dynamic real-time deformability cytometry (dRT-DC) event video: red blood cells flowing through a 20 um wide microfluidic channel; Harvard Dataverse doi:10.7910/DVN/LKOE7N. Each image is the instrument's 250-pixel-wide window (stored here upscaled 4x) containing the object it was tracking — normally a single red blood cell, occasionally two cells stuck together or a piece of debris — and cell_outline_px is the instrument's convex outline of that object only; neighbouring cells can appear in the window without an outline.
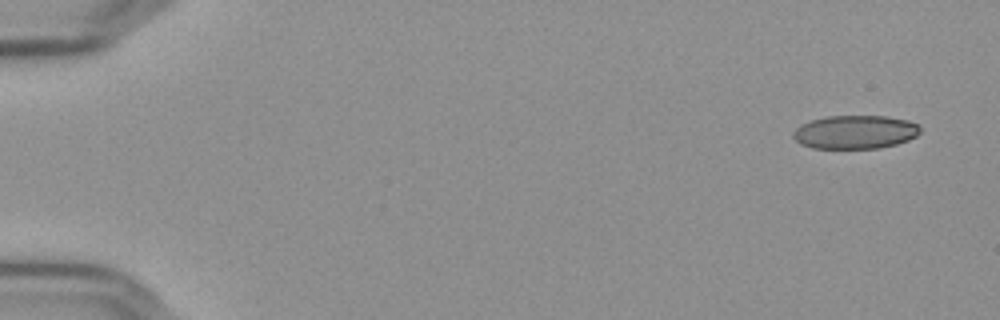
{"species": "Egyptian fruit bat (a non-hibernating species)", "species_latin": "Rousettus aegyptiacus", "temperature_condition": "cold", "stored_images_in_passage": 5, "camera_frame_rate_fps": 3000, "um_per_image_px": 0.085, "frame": {"image": 1, "passage_image": 1, "time_ms": 0.0, "image_size_px": [1000, 320], "cell_outline_px": [[920, 132], [916, 136], [908, 140], [896, 144], [880, 148], [812, 148], [800, 144], [792, 136], [792, 132], [800, 124], [812, 120], [828, 116], [884, 116], [908, 120], [920, 124]], "centroid_in_image_um": [72.69, 11.22], "position_along_channel_um": 12.3, "area_um2": 24.91}}
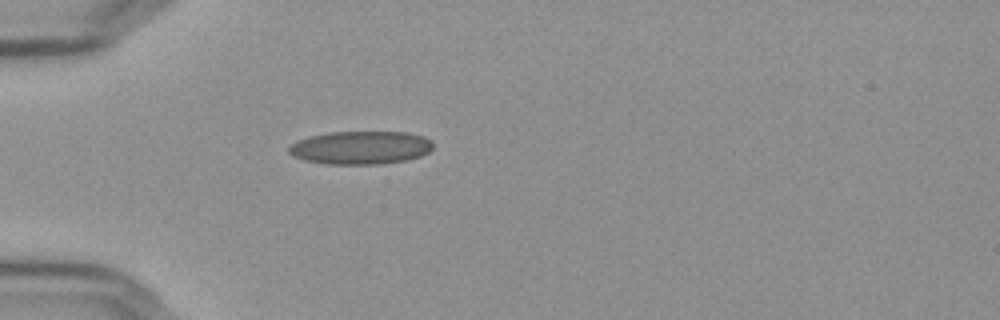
{"frame": {"image": 2, "passage_image": 5, "time_ms": 1.333, "image_size_px": [1000, 320], "cell_outline_px": [[432, 148], [428, 152], [420, 156], [408, 160], [376, 164], [324, 164], [304, 160], [292, 156], [288, 152], [288, 148], [296, 140], [308, 136], [328, 132], [408, 132], [424, 136], [432, 140]], "centroid_in_image_um": [30.63, 12.54], "position_along_channel_um": 54.4, "area_um2": 28.15}}